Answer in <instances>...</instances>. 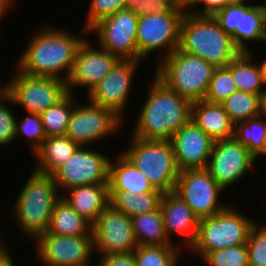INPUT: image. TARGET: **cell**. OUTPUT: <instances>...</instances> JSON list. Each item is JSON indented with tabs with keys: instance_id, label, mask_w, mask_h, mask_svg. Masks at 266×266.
Instances as JSON below:
<instances>
[{
	"instance_id": "cell-1",
	"label": "cell",
	"mask_w": 266,
	"mask_h": 266,
	"mask_svg": "<svg viewBox=\"0 0 266 266\" xmlns=\"http://www.w3.org/2000/svg\"><path fill=\"white\" fill-rule=\"evenodd\" d=\"M84 38L51 25L37 28L15 66L28 75L66 81Z\"/></svg>"
},
{
	"instance_id": "cell-2",
	"label": "cell",
	"mask_w": 266,
	"mask_h": 266,
	"mask_svg": "<svg viewBox=\"0 0 266 266\" xmlns=\"http://www.w3.org/2000/svg\"><path fill=\"white\" fill-rule=\"evenodd\" d=\"M150 90L131 137L170 141L191 120L193 102L170 90L156 76Z\"/></svg>"
},
{
	"instance_id": "cell-3",
	"label": "cell",
	"mask_w": 266,
	"mask_h": 266,
	"mask_svg": "<svg viewBox=\"0 0 266 266\" xmlns=\"http://www.w3.org/2000/svg\"><path fill=\"white\" fill-rule=\"evenodd\" d=\"M178 49L199 56L215 67H226L241 53L231 35L220 28L213 16L189 11L181 20Z\"/></svg>"
},
{
	"instance_id": "cell-4",
	"label": "cell",
	"mask_w": 266,
	"mask_h": 266,
	"mask_svg": "<svg viewBox=\"0 0 266 266\" xmlns=\"http://www.w3.org/2000/svg\"><path fill=\"white\" fill-rule=\"evenodd\" d=\"M61 198L54 179L49 174L32 170L25 186L14 202L15 225L33 241L47 232L56 202Z\"/></svg>"
},
{
	"instance_id": "cell-5",
	"label": "cell",
	"mask_w": 266,
	"mask_h": 266,
	"mask_svg": "<svg viewBox=\"0 0 266 266\" xmlns=\"http://www.w3.org/2000/svg\"><path fill=\"white\" fill-rule=\"evenodd\" d=\"M156 64L155 76L170 90L192 102L204 100L216 68L203 58L178 48L169 56H162Z\"/></svg>"
},
{
	"instance_id": "cell-6",
	"label": "cell",
	"mask_w": 266,
	"mask_h": 266,
	"mask_svg": "<svg viewBox=\"0 0 266 266\" xmlns=\"http://www.w3.org/2000/svg\"><path fill=\"white\" fill-rule=\"evenodd\" d=\"M130 146L122 154L162 193L175 190L180 174L172 143L166 140H145L131 137Z\"/></svg>"
},
{
	"instance_id": "cell-7",
	"label": "cell",
	"mask_w": 266,
	"mask_h": 266,
	"mask_svg": "<svg viewBox=\"0 0 266 266\" xmlns=\"http://www.w3.org/2000/svg\"><path fill=\"white\" fill-rule=\"evenodd\" d=\"M254 220L235 207L227 206L221 212L199 220L197 237L190 249L203 259L212 251L244 245Z\"/></svg>"
},
{
	"instance_id": "cell-8",
	"label": "cell",
	"mask_w": 266,
	"mask_h": 266,
	"mask_svg": "<svg viewBox=\"0 0 266 266\" xmlns=\"http://www.w3.org/2000/svg\"><path fill=\"white\" fill-rule=\"evenodd\" d=\"M14 76L4 83L5 91L12 97L14 105L22 106L27 113L46 111L67 93L65 80L25 74L16 69Z\"/></svg>"
},
{
	"instance_id": "cell-9",
	"label": "cell",
	"mask_w": 266,
	"mask_h": 266,
	"mask_svg": "<svg viewBox=\"0 0 266 266\" xmlns=\"http://www.w3.org/2000/svg\"><path fill=\"white\" fill-rule=\"evenodd\" d=\"M110 158L90 146H80L51 176L60 192L83 185L108 184ZM62 190H61V189Z\"/></svg>"
},
{
	"instance_id": "cell-10",
	"label": "cell",
	"mask_w": 266,
	"mask_h": 266,
	"mask_svg": "<svg viewBox=\"0 0 266 266\" xmlns=\"http://www.w3.org/2000/svg\"><path fill=\"white\" fill-rule=\"evenodd\" d=\"M223 191L206 169L180 171L174 190L199 219L211 217L227 207L219 201Z\"/></svg>"
},
{
	"instance_id": "cell-11",
	"label": "cell",
	"mask_w": 266,
	"mask_h": 266,
	"mask_svg": "<svg viewBox=\"0 0 266 266\" xmlns=\"http://www.w3.org/2000/svg\"><path fill=\"white\" fill-rule=\"evenodd\" d=\"M37 259L45 266H90L93 234L64 236L45 232L35 240Z\"/></svg>"
},
{
	"instance_id": "cell-12",
	"label": "cell",
	"mask_w": 266,
	"mask_h": 266,
	"mask_svg": "<svg viewBox=\"0 0 266 266\" xmlns=\"http://www.w3.org/2000/svg\"><path fill=\"white\" fill-rule=\"evenodd\" d=\"M123 122L113 110L88 102L73 107L65 135L79 146H88L115 134Z\"/></svg>"
},
{
	"instance_id": "cell-13",
	"label": "cell",
	"mask_w": 266,
	"mask_h": 266,
	"mask_svg": "<svg viewBox=\"0 0 266 266\" xmlns=\"http://www.w3.org/2000/svg\"><path fill=\"white\" fill-rule=\"evenodd\" d=\"M138 16L122 9L99 20L89 29L97 35L100 48L107 50L120 60H137Z\"/></svg>"
},
{
	"instance_id": "cell-14",
	"label": "cell",
	"mask_w": 266,
	"mask_h": 266,
	"mask_svg": "<svg viewBox=\"0 0 266 266\" xmlns=\"http://www.w3.org/2000/svg\"><path fill=\"white\" fill-rule=\"evenodd\" d=\"M184 14L153 13L140 16L137 22V60L162 49L164 57L179 47L180 24Z\"/></svg>"
},
{
	"instance_id": "cell-15",
	"label": "cell",
	"mask_w": 266,
	"mask_h": 266,
	"mask_svg": "<svg viewBox=\"0 0 266 266\" xmlns=\"http://www.w3.org/2000/svg\"><path fill=\"white\" fill-rule=\"evenodd\" d=\"M256 161L248 148L232 137L214 141L205 169L225 190L255 168Z\"/></svg>"
},
{
	"instance_id": "cell-16",
	"label": "cell",
	"mask_w": 266,
	"mask_h": 266,
	"mask_svg": "<svg viewBox=\"0 0 266 266\" xmlns=\"http://www.w3.org/2000/svg\"><path fill=\"white\" fill-rule=\"evenodd\" d=\"M95 253H132L138 244L135 240L131 217L108 205L92 225Z\"/></svg>"
},
{
	"instance_id": "cell-17",
	"label": "cell",
	"mask_w": 266,
	"mask_h": 266,
	"mask_svg": "<svg viewBox=\"0 0 266 266\" xmlns=\"http://www.w3.org/2000/svg\"><path fill=\"white\" fill-rule=\"evenodd\" d=\"M139 60H119L111 72L106 75L87 94V100L95 105L113 110L123 118L125 107L128 106L130 90Z\"/></svg>"
},
{
	"instance_id": "cell-18",
	"label": "cell",
	"mask_w": 266,
	"mask_h": 266,
	"mask_svg": "<svg viewBox=\"0 0 266 266\" xmlns=\"http://www.w3.org/2000/svg\"><path fill=\"white\" fill-rule=\"evenodd\" d=\"M91 41L85 40L78 49L71 72L66 80L67 91L74 94V88L87 87V94L120 60L102 48L95 49Z\"/></svg>"
},
{
	"instance_id": "cell-19",
	"label": "cell",
	"mask_w": 266,
	"mask_h": 266,
	"mask_svg": "<svg viewBox=\"0 0 266 266\" xmlns=\"http://www.w3.org/2000/svg\"><path fill=\"white\" fill-rule=\"evenodd\" d=\"M170 142L180 171L206 168L214 140L193 120L187 122L173 134Z\"/></svg>"
},
{
	"instance_id": "cell-20",
	"label": "cell",
	"mask_w": 266,
	"mask_h": 266,
	"mask_svg": "<svg viewBox=\"0 0 266 266\" xmlns=\"http://www.w3.org/2000/svg\"><path fill=\"white\" fill-rule=\"evenodd\" d=\"M159 209L163 216L165 233L170 242L173 241L171 235H179L190 249L196 240L200 220L190 206L172 191L163 193Z\"/></svg>"
},
{
	"instance_id": "cell-21",
	"label": "cell",
	"mask_w": 266,
	"mask_h": 266,
	"mask_svg": "<svg viewBox=\"0 0 266 266\" xmlns=\"http://www.w3.org/2000/svg\"><path fill=\"white\" fill-rule=\"evenodd\" d=\"M66 191L68 196L62 193L61 198L92 225L110 204L108 184L83 185Z\"/></svg>"
},
{
	"instance_id": "cell-22",
	"label": "cell",
	"mask_w": 266,
	"mask_h": 266,
	"mask_svg": "<svg viewBox=\"0 0 266 266\" xmlns=\"http://www.w3.org/2000/svg\"><path fill=\"white\" fill-rule=\"evenodd\" d=\"M191 120L214 141L234 136V124L219 103L205 100L194 101Z\"/></svg>"
},
{
	"instance_id": "cell-23",
	"label": "cell",
	"mask_w": 266,
	"mask_h": 266,
	"mask_svg": "<svg viewBox=\"0 0 266 266\" xmlns=\"http://www.w3.org/2000/svg\"><path fill=\"white\" fill-rule=\"evenodd\" d=\"M108 189L129 191L136 195L154 190L148 178L121 151L115 161L110 159Z\"/></svg>"
},
{
	"instance_id": "cell-24",
	"label": "cell",
	"mask_w": 266,
	"mask_h": 266,
	"mask_svg": "<svg viewBox=\"0 0 266 266\" xmlns=\"http://www.w3.org/2000/svg\"><path fill=\"white\" fill-rule=\"evenodd\" d=\"M235 46L240 52H251L248 47L252 40L266 42V17L263 5L241 2L240 30H235L231 35Z\"/></svg>"
},
{
	"instance_id": "cell-25",
	"label": "cell",
	"mask_w": 266,
	"mask_h": 266,
	"mask_svg": "<svg viewBox=\"0 0 266 266\" xmlns=\"http://www.w3.org/2000/svg\"><path fill=\"white\" fill-rule=\"evenodd\" d=\"M79 147L66 135L47 137L40 149L33 155L37 161L34 170L52 175L70 159Z\"/></svg>"
},
{
	"instance_id": "cell-26",
	"label": "cell",
	"mask_w": 266,
	"mask_h": 266,
	"mask_svg": "<svg viewBox=\"0 0 266 266\" xmlns=\"http://www.w3.org/2000/svg\"><path fill=\"white\" fill-rule=\"evenodd\" d=\"M48 233L64 236L93 234L92 224L60 198L52 211Z\"/></svg>"
},
{
	"instance_id": "cell-27",
	"label": "cell",
	"mask_w": 266,
	"mask_h": 266,
	"mask_svg": "<svg viewBox=\"0 0 266 266\" xmlns=\"http://www.w3.org/2000/svg\"><path fill=\"white\" fill-rule=\"evenodd\" d=\"M133 233L139 246L175 245L168 239L163 223V216L158 208L152 212L131 217Z\"/></svg>"
},
{
	"instance_id": "cell-28",
	"label": "cell",
	"mask_w": 266,
	"mask_h": 266,
	"mask_svg": "<svg viewBox=\"0 0 266 266\" xmlns=\"http://www.w3.org/2000/svg\"><path fill=\"white\" fill-rule=\"evenodd\" d=\"M252 53V51L241 52L226 67L233 75L237 90L263 97L266 95V89L262 87L259 65L258 63H253L254 57Z\"/></svg>"
},
{
	"instance_id": "cell-29",
	"label": "cell",
	"mask_w": 266,
	"mask_h": 266,
	"mask_svg": "<svg viewBox=\"0 0 266 266\" xmlns=\"http://www.w3.org/2000/svg\"><path fill=\"white\" fill-rule=\"evenodd\" d=\"M163 193L154 189L139 195L129 191H109V202L115 209L128 217L157 210Z\"/></svg>"
},
{
	"instance_id": "cell-30",
	"label": "cell",
	"mask_w": 266,
	"mask_h": 266,
	"mask_svg": "<svg viewBox=\"0 0 266 266\" xmlns=\"http://www.w3.org/2000/svg\"><path fill=\"white\" fill-rule=\"evenodd\" d=\"M259 160L266 155V120L261 116L234 125V136Z\"/></svg>"
},
{
	"instance_id": "cell-31",
	"label": "cell",
	"mask_w": 266,
	"mask_h": 266,
	"mask_svg": "<svg viewBox=\"0 0 266 266\" xmlns=\"http://www.w3.org/2000/svg\"><path fill=\"white\" fill-rule=\"evenodd\" d=\"M261 100L259 95L237 90L220 104L235 125L260 116Z\"/></svg>"
},
{
	"instance_id": "cell-32",
	"label": "cell",
	"mask_w": 266,
	"mask_h": 266,
	"mask_svg": "<svg viewBox=\"0 0 266 266\" xmlns=\"http://www.w3.org/2000/svg\"><path fill=\"white\" fill-rule=\"evenodd\" d=\"M77 101L73 93H67L55 105L42 112L41 119L46 137L65 135Z\"/></svg>"
},
{
	"instance_id": "cell-33",
	"label": "cell",
	"mask_w": 266,
	"mask_h": 266,
	"mask_svg": "<svg viewBox=\"0 0 266 266\" xmlns=\"http://www.w3.org/2000/svg\"><path fill=\"white\" fill-rule=\"evenodd\" d=\"M174 245L139 246L133 251L137 266H177L179 250Z\"/></svg>"
},
{
	"instance_id": "cell-34",
	"label": "cell",
	"mask_w": 266,
	"mask_h": 266,
	"mask_svg": "<svg viewBox=\"0 0 266 266\" xmlns=\"http://www.w3.org/2000/svg\"><path fill=\"white\" fill-rule=\"evenodd\" d=\"M236 91L237 86L231 71L227 67H216L204 100L220 104Z\"/></svg>"
},
{
	"instance_id": "cell-35",
	"label": "cell",
	"mask_w": 266,
	"mask_h": 266,
	"mask_svg": "<svg viewBox=\"0 0 266 266\" xmlns=\"http://www.w3.org/2000/svg\"><path fill=\"white\" fill-rule=\"evenodd\" d=\"M123 9L130 10L138 17L153 14H184L177 0H124Z\"/></svg>"
},
{
	"instance_id": "cell-36",
	"label": "cell",
	"mask_w": 266,
	"mask_h": 266,
	"mask_svg": "<svg viewBox=\"0 0 266 266\" xmlns=\"http://www.w3.org/2000/svg\"><path fill=\"white\" fill-rule=\"evenodd\" d=\"M16 140L22 135L26 137L32 144L31 152L33 155L40 149L44 140L47 138L44 132L41 115L38 113H29L24 119L20 121L16 119Z\"/></svg>"
},
{
	"instance_id": "cell-37",
	"label": "cell",
	"mask_w": 266,
	"mask_h": 266,
	"mask_svg": "<svg viewBox=\"0 0 266 266\" xmlns=\"http://www.w3.org/2000/svg\"><path fill=\"white\" fill-rule=\"evenodd\" d=\"M203 261L209 266H249L248 248L244 244L212 251Z\"/></svg>"
},
{
	"instance_id": "cell-38",
	"label": "cell",
	"mask_w": 266,
	"mask_h": 266,
	"mask_svg": "<svg viewBox=\"0 0 266 266\" xmlns=\"http://www.w3.org/2000/svg\"><path fill=\"white\" fill-rule=\"evenodd\" d=\"M246 245L249 266H266V227L263 224L260 227L255 222L250 228Z\"/></svg>"
},
{
	"instance_id": "cell-39",
	"label": "cell",
	"mask_w": 266,
	"mask_h": 266,
	"mask_svg": "<svg viewBox=\"0 0 266 266\" xmlns=\"http://www.w3.org/2000/svg\"><path fill=\"white\" fill-rule=\"evenodd\" d=\"M7 103V104H6ZM9 104V105H8ZM14 104L12 97L4 90L0 94V147L16 141V116L9 106Z\"/></svg>"
},
{
	"instance_id": "cell-40",
	"label": "cell",
	"mask_w": 266,
	"mask_h": 266,
	"mask_svg": "<svg viewBox=\"0 0 266 266\" xmlns=\"http://www.w3.org/2000/svg\"><path fill=\"white\" fill-rule=\"evenodd\" d=\"M124 0H90L87 18L81 32L89 33V29L99 20L113 15L123 9Z\"/></svg>"
},
{
	"instance_id": "cell-41",
	"label": "cell",
	"mask_w": 266,
	"mask_h": 266,
	"mask_svg": "<svg viewBox=\"0 0 266 266\" xmlns=\"http://www.w3.org/2000/svg\"><path fill=\"white\" fill-rule=\"evenodd\" d=\"M221 29L232 35L235 30H240L241 2H231L222 10L213 15Z\"/></svg>"
},
{
	"instance_id": "cell-42",
	"label": "cell",
	"mask_w": 266,
	"mask_h": 266,
	"mask_svg": "<svg viewBox=\"0 0 266 266\" xmlns=\"http://www.w3.org/2000/svg\"><path fill=\"white\" fill-rule=\"evenodd\" d=\"M97 266H137L134 254H100Z\"/></svg>"
},
{
	"instance_id": "cell-43",
	"label": "cell",
	"mask_w": 266,
	"mask_h": 266,
	"mask_svg": "<svg viewBox=\"0 0 266 266\" xmlns=\"http://www.w3.org/2000/svg\"><path fill=\"white\" fill-rule=\"evenodd\" d=\"M229 3H231L230 0H200L194 7L196 8V6L203 4L202 7L204 8L199 10L191 9L189 12L197 15L213 16Z\"/></svg>"
},
{
	"instance_id": "cell-44",
	"label": "cell",
	"mask_w": 266,
	"mask_h": 266,
	"mask_svg": "<svg viewBox=\"0 0 266 266\" xmlns=\"http://www.w3.org/2000/svg\"><path fill=\"white\" fill-rule=\"evenodd\" d=\"M14 264L7 248L0 252V266H15Z\"/></svg>"
},
{
	"instance_id": "cell-45",
	"label": "cell",
	"mask_w": 266,
	"mask_h": 266,
	"mask_svg": "<svg viewBox=\"0 0 266 266\" xmlns=\"http://www.w3.org/2000/svg\"><path fill=\"white\" fill-rule=\"evenodd\" d=\"M15 3V0H0V23L2 21V17L6 16V12L9 11L11 6ZM1 25V24H0Z\"/></svg>"
},
{
	"instance_id": "cell-46",
	"label": "cell",
	"mask_w": 266,
	"mask_h": 266,
	"mask_svg": "<svg viewBox=\"0 0 266 266\" xmlns=\"http://www.w3.org/2000/svg\"><path fill=\"white\" fill-rule=\"evenodd\" d=\"M200 0H177L178 5L181 9L185 12H188L193 9V7L199 2Z\"/></svg>"
},
{
	"instance_id": "cell-47",
	"label": "cell",
	"mask_w": 266,
	"mask_h": 266,
	"mask_svg": "<svg viewBox=\"0 0 266 266\" xmlns=\"http://www.w3.org/2000/svg\"><path fill=\"white\" fill-rule=\"evenodd\" d=\"M259 65V70L261 74V81H262V86L264 87L266 85V59L263 60Z\"/></svg>"
},
{
	"instance_id": "cell-48",
	"label": "cell",
	"mask_w": 266,
	"mask_h": 266,
	"mask_svg": "<svg viewBox=\"0 0 266 266\" xmlns=\"http://www.w3.org/2000/svg\"><path fill=\"white\" fill-rule=\"evenodd\" d=\"M260 116L264 119L266 118V95L261 100Z\"/></svg>"
},
{
	"instance_id": "cell-49",
	"label": "cell",
	"mask_w": 266,
	"mask_h": 266,
	"mask_svg": "<svg viewBox=\"0 0 266 266\" xmlns=\"http://www.w3.org/2000/svg\"><path fill=\"white\" fill-rule=\"evenodd\" d=\"M4 240L1 241L0 239V252L6 248V245L3 243Z\"/></svg>"
},
{
	"instance_id": "cell-50",
	"label": "cell",
	"mask_w": 266,
	"mask_h": 266,
	"mask_svg": "<svg viewBox=\"0 0 266 266\" xmlns=\"http://www.w3.org/2000/svg\"><path fill=\"white\" fill-rule=\"evenodd\" d=\"M5 86H4V84L3 85H0V94H1V92L2 91H4L5 90V88H4Z\"/></svg>"
},
{
	"instance_id": "cell-51",
	"label": "cell",
	"mask_w": 266,
	"mask_h": 266,
	"mask_svg": "<svg viewBox=\"0 0 266 266\" xmlns=\"http://www.w3.org/2000/svg\"><path fill=\"white\" fill-rule=\"evenodd\" d=\"M231 2H244V1H247V0H230Z\"/></svg>"
},
{
	"instance_id": "cell-52",
	"label": "cell",
	"mask_w": 266,
	"mask_h": 266,
	"mask_svg": "<svg viewBox=\"0 0 266 266\" xmlns=\"http://www.w3.org/2000/svg\"><path fill=\"white\" fill-rule=\"evenodd\" d=\"M265 1V3H264V10H265V17H266V0H264Z\"/></svg>"
}]
</instances>
